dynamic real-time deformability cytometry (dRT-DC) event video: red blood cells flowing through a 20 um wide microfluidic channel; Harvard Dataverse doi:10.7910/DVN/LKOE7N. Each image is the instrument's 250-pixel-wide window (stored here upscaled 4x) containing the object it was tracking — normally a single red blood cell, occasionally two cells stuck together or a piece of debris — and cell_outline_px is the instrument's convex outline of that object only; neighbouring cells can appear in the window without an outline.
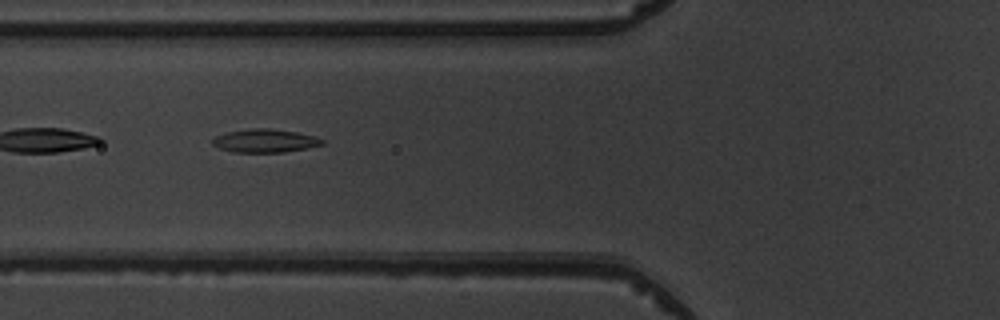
{"species": "common noctule bat (a hibernating species)", "species_latin": "Nyctalus noctula", "temperature_condition": "warm", "stored_images_in_passage": 8, "camera_frame_rate_fps": 3000, "um_per_image_px": 0.085, "animal": {"sex": "male", "body_mass_g": 19.5, "forearm_length_mm": 54.6}, "frame": {"image": 1, "passage_image": 5, "time_ms": 4.667, "image_size_px": [1000, 320], "cell_outline_px": [[324, 144], [308, 148], [284, 152], [232, 152], [220, 148], [212, 144], [212, 140], [216, 136], [228, 132], [248, 128], [268, 128], [296, 132], [316, 136], [324, 140]], "centroid_in_image_um": [22.54, 11.96], "position_along_channel_um": 103.3, "area_um2": 14.91}}
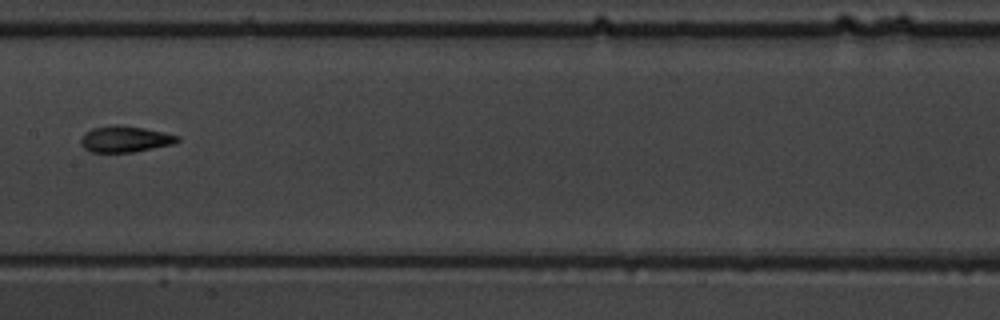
{"frame": {"image": 2, "passage_image": 7, "time_ms": 7.0, "image_size_px": [1000, 320], "cell_outline_px": [[180, 140], [172, 144], [132, 152], [92, 152], [84, 148], [80, 144], [80, 140], [84, 132], [92, 128], [116, 124], [144, 128], [164, 132], [180, 136]], "centroid_in_image_um": [10.6, 11.81], "position_along_channel_um": 196.8, "area_um2": 14.74}}
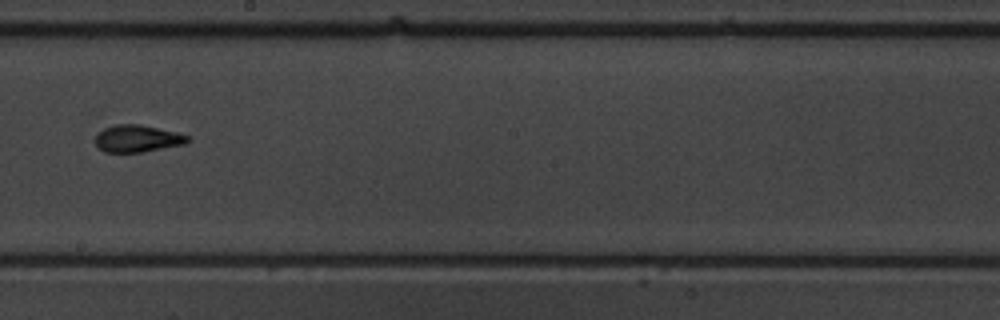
{"frame": {"image": 3, "passage_image": 8, "time_ms": 8.0, "image_size_px": [1000, 320], "cell_outline_px": [[192, 140], [184, 144], [140, 152], [104, 152], [96, 144], [96, 136], [104, 128], [116, 124], [140, 124], [176, 132], [188, 136]], "centroid_in_image_um": [11.69, 11.77], "position_along_channel_um": 236.5, "area_um2": 14.39}}